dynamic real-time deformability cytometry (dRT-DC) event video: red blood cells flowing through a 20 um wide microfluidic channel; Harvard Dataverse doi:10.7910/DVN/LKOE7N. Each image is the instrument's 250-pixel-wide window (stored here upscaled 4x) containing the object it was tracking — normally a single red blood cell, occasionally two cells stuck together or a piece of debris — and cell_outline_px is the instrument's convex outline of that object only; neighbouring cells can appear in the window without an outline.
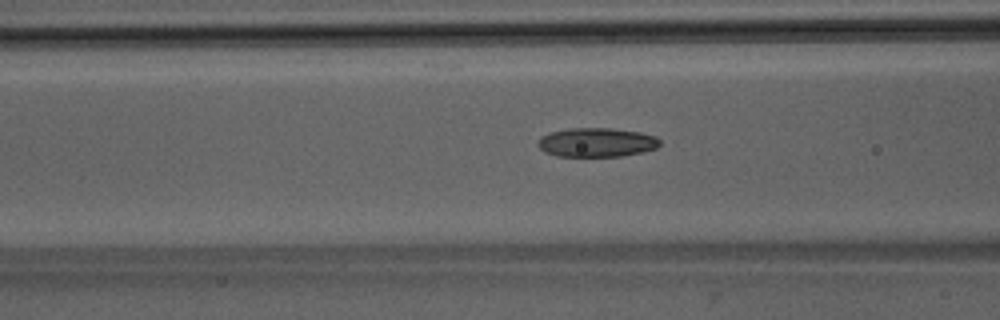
{"species": "Egyptian fruit bat (a non-hibernating species)", "species_latin": "Rousettus aegyptiacus", "temperature_condition": "room temperature", "stored_images_in_passage": 52, "camera_frame_rate_fps": 3000, "um_per_image_px": 0.085, "animal": {"sex": "male"}, "frame": {"image": 1, "passage_image": 21, "time_ms": 6.667, "image_size_px": [1000, 320], "cell_outline_px": [[660, 144], [656, 148], [644, 152], [620, 156], [556, 156], [544, 152], [536, 144], [536, 140], [540, 136], [548, 132], [568, 128], [612, 128], [640, 132], [656, 136], [660, 140]], "centroid_in_image_um": [50.67, 12.09], "position_along_channel_um": 115.9, "area_um2": 20.98}}
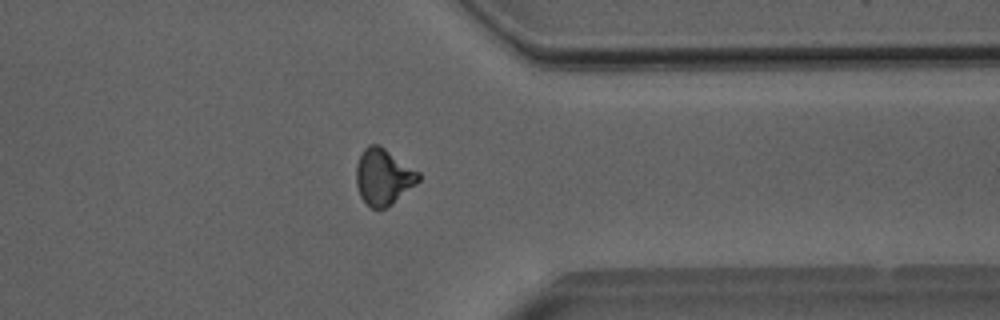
{"frame": {"image": 2, "passage_image": 41, "time_ms": 13.333, "image_size_px": [1000, 320], "cell_outline_px": [[420, 180], [416, 184], [384, 208], [372, 208], [360, 196], [356, 184], [356, 164], [364, 148], [368, 144], [380, 144], [420, 172]], "centroid_in_image_um": [32.57, 14.98], "position_along_channel_um": 378.8, "area_um2": 20.23}}
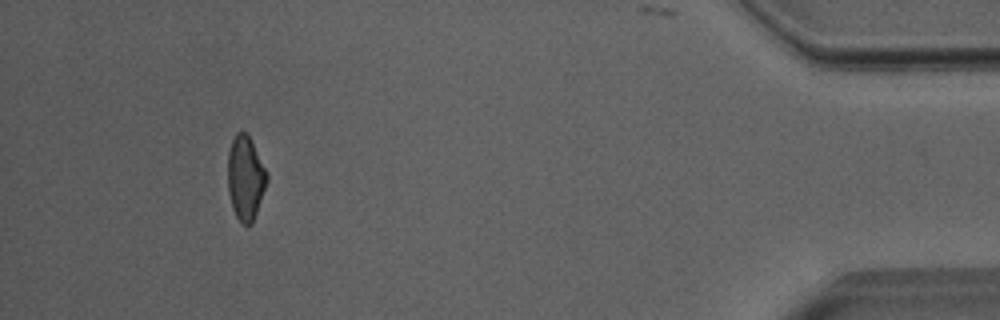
{"frame": {"image": 3, "passage_image": 48, "time_ms": 15.667, "image_size_px": [1000, 320], "cell_outline_px": [[268, 180], [252, 224], [240, 224], [232, 208], [228, 192], [228, 152], [232, 140], [236, 132], [244, 132], [248, 136], [268, 172]], "centroid_in_image_um": [20.86, 15.15], "position_along_channel_um": 414.3, "area_um2": 19.13}, "authors_computed_cell_mechanics": {"area_um2": 20.3456, "velocity_mm_per_s": 4.0339, "shape_relaxation_time_tau1_ms": 7.1435, "shape_relaxation_time_tau2_ms": 2.5317, "deformation_change_tau1": 0.1769, "deformation_change_tau2": 0.0952}}